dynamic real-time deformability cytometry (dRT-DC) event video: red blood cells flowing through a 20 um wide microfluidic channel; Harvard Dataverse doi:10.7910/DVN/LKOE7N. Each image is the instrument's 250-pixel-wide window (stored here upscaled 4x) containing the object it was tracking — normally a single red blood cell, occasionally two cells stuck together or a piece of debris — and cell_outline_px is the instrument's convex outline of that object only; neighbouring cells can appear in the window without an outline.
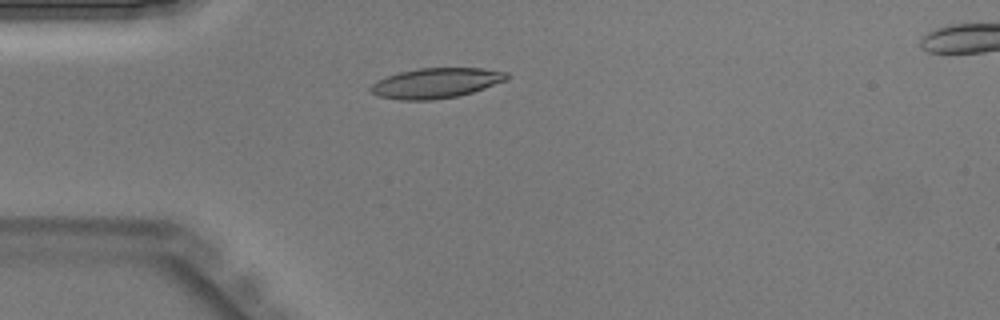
{"species": "Egyptian fruit bat (a non-hibernating species)", "species_latin": "Rousettus aegyptiacus", "temperature_condition": "warm", "stored_images_in_passage": 34, "camera_frame_rate_fps": 3000, "um_per_image_px": 0.085, "animal": {"sex": "male"}, "frame": {"image": 1, "passage_image": 2, "time_ms": 0.333, "image_size_px": [1000, 320], "cell_outline_px": [[512, 76], [504, 80], [484, 88], [460, 96], [432, 100], [400, 100], [380, 96], [372, 92], [368, 88], [372, 84], [388, 76], [400, 72], [420, 68], [480, 68], [508, 72]], "centroid_in_image_um": [37.08, 7.06], "position_along_channel_um": 47.9, "area_um2": 23.7}}
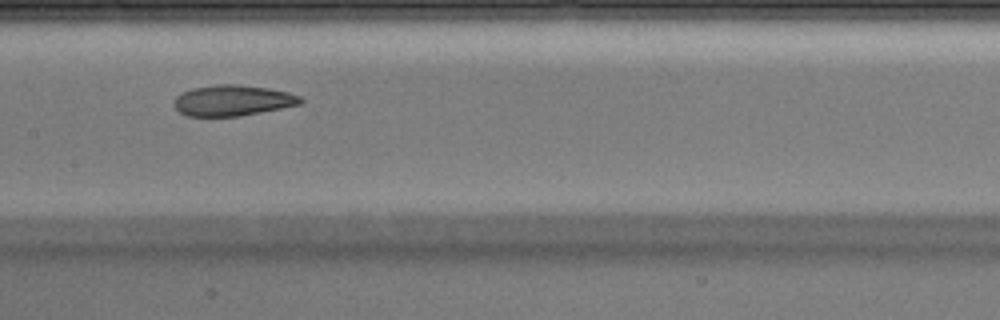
{"frame": {"image": 2, "passage_image": 12, "time_ms": 3.667, "image_size_px": [1000, 320], "cell_outline_px": [[304, 100], [300, 104], [240, 116], [188, 116], [180, 112], [176, 108], [176, 96], [192, 88], [216, 84], [236, 84], [268, 88], [288, 92], [300, 96]], "centroid_in_image_um": [19.8, 8.53], "position_along_channel_um": 187.6, "area_um2": 22.43}}
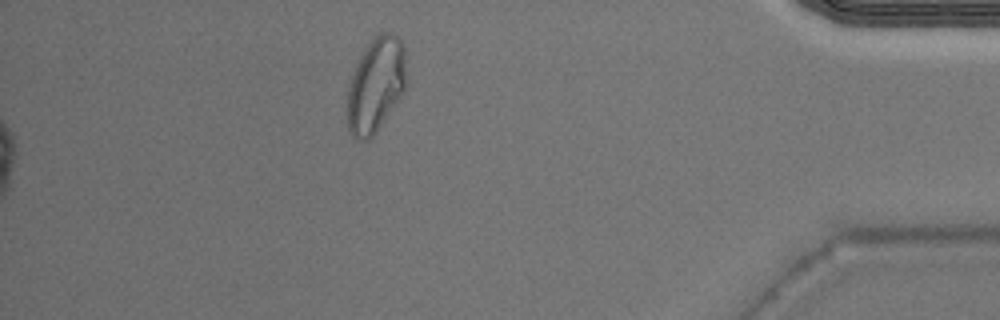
{"frame": {"image": 3, "passage_image": 29, "time_ms": 9.333, "image_size_px": [1000, 320], "cell_outline_px": [[404, 92], [376, 132], [368, 140], [356, 140], [348, 132], [348, 84], [352, 72], [364, 48], [380, 32], [392, 32], [400, 36], [404, 44]], "centroid_in_image_um": [31.92, 7.21], "position_along_channel_um": 403.3, "area_um2": 32.54}}